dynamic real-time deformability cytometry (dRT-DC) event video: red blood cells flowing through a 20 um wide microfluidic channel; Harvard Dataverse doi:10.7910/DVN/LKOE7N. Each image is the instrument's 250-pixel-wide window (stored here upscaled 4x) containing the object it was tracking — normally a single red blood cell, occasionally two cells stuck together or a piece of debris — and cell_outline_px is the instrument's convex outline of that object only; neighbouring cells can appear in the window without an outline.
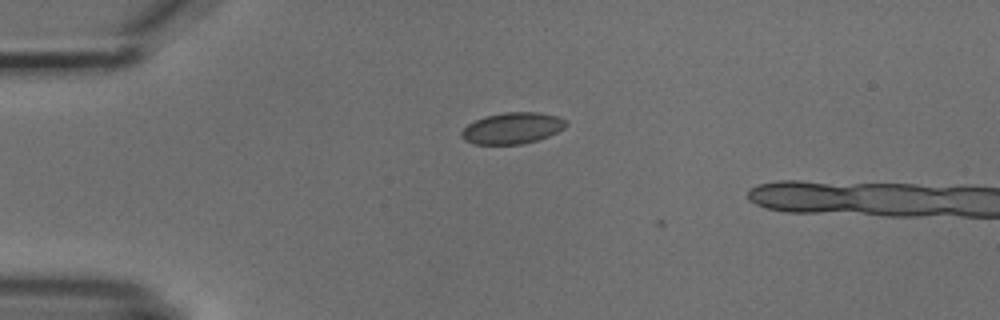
{"species": "common noctule bat (a hibernating species)", "species_latin": "Nyctalus noctula", "temperature_condition": "cold", "stored_images_in_passage": 3, "camera_frame_rate_fps": 3000, "um_per_image_px": 0.085, "animal": {"sex": "male", "body_mass_g": 18.8}, "frame": {"image": 1, "passage_image": 1, "time_ms": 0.0, "image_size_px": [1000, 320], "cell_outline_px": [[568, 124], [564, 128], [548, 136], [524, 144], [476, 144], [464, 140], [460, 136], [460, 132], [468, 124], [484, 116], [504, 112], [536, 112], [556, 116], [564, 120]], "centroid_in_image_um": [43.51, 10.89], "position_along_channel_um": 41.5, "area_um2": 18.96}}